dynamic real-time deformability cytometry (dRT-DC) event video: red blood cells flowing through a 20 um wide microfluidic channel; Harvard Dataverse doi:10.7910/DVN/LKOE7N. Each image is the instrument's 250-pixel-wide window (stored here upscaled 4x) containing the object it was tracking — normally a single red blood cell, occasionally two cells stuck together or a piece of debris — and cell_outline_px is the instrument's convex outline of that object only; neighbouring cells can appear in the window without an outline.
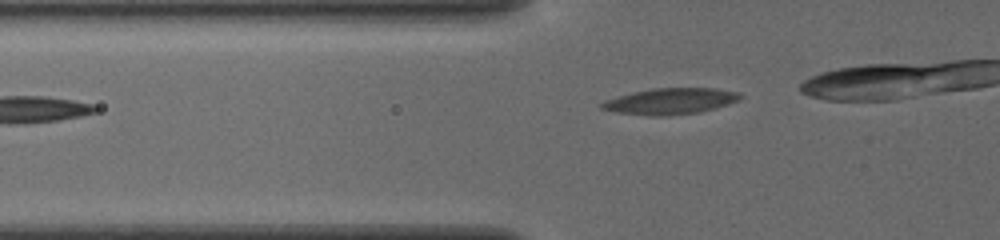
{"species": "common noctule bat (a hibernating species)", "species_latin": "Nyctalus noctula", "temperature_condition": "cold", "stored_images_in_passage": 11, "camera_frame_rate_fps": 3000, "um_per_image_px": 0.085, "animal": {"sex": "female", "body_mass_g": 19.5, "forearm_length_mm": 54.1}, "frame": {"image": 1, "passage_image": 2, "time_ms": 0.333, "image_size_px": [1000, 240], "cell_outline_px": [[744, 96], [740, 100], [716, 108], [700, 112], [668, 116], [652, 116], [616, 112], [600, 108], [600, 104], [604, 100], [632, 92], [652, 88], [716, 88], [740, 92]], "centroid_in_image_um": [57.02, 8.6], "position_along_channel_um": 68.8, "area_um2": 21.33}}
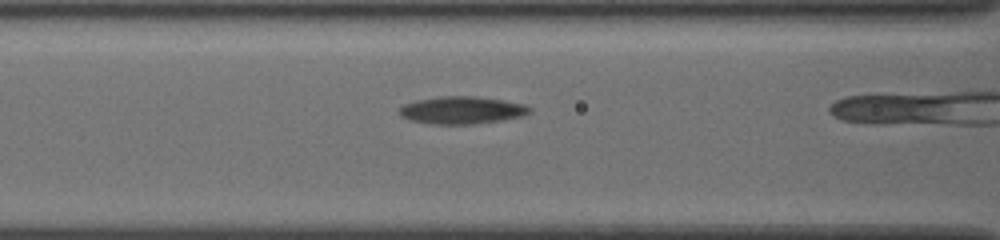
{"frame": {"image": 2, "passage_image": 7, "time_ms": 2.0, "image_size_px": [1000, 240], "cell_outline_px": [[532, 112], [520, 116], [500, 120], [472, 124], [436, 124], [412, 120], [400, 116], [400, 108], [404, 104], [416, 100], [440, 96], [476, 96], [504, 100], [524, 104], [532, 108]], "centroid_in_image_um": [39.28, 9.35], "position_along_channel_um": 127.3, "area_um2": 20.69}}
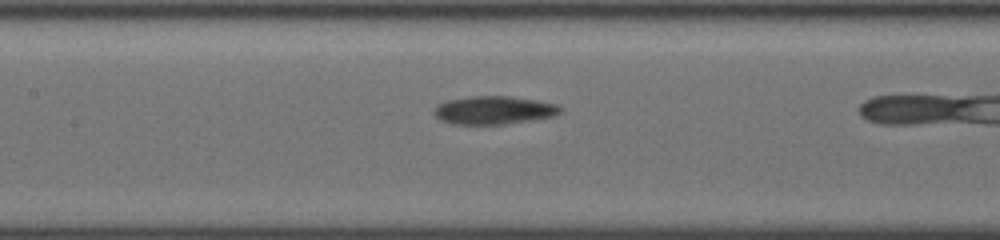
{"frame": {"image": 3, "passage_image": 10, "time_ms": 3.0, "image_size_px": [1000, 240], "cell_outline_px": [[560, 112], [552, 116], [500, 124], [456, 124], [444, 120], [436, 116], [436, 108], [440, 104], [448, 100], [476, 96], [508, 96], [536, 100], [556, 104], [560, 108]], "centroid_in_image_um": [41.99, 9.35], "position_along_channel_um": 165.4, "area_um2": 19.88}}